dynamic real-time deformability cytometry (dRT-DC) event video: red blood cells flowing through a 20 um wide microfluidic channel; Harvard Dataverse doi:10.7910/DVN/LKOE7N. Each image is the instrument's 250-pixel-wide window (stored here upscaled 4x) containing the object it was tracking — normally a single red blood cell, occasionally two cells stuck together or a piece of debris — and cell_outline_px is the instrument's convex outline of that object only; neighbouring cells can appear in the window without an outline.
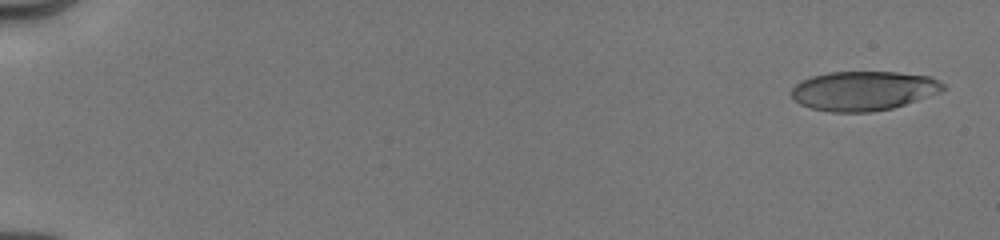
{"species": "human", "species_latin": "Homo sapiens", "temperature_condition": "cold", "stored_images_in_passage": 8, "camera_frame_rate_fps": 3000, "um_per_image_px": 0.085, "donor": {"sex": "male"}, "frame": {"image": 1, "passage_image": 1, "time_ms": 0.0, "image_size_px": [1000, 240], "cell_outline_px": [[944, 88], [940, 92], [892, 108], [872, 112], [832, 112], [812, 108], [800, 104], [792, 96], [792, 88], [796, 84], [812, 76], [828, 72], [896, 72], [928, 76], [944, 84]], "centroid_in_image_um": [73.38, 7.72], "position_along_channel_um": 11.6, "area_um2": 34.39}}
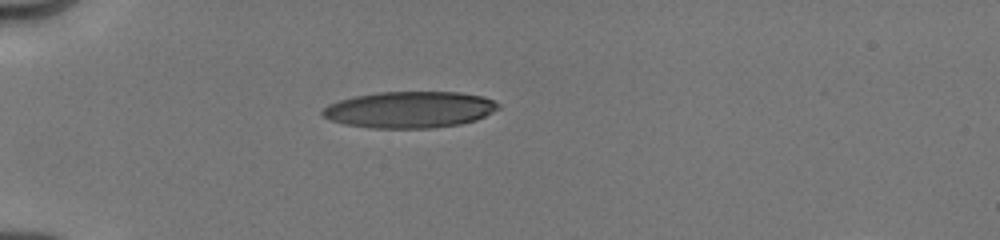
{"frame": {"image": 2, "passage_image": 6, "time_ms": 4.667, "image_size_px": [1000, 240], "cell_outline_px": [[500, 108], [476, 120], [460, 124], [432, 128], [372, 128], [344, 124], [320, 116], [320, 112], [328, 104], [340, 100], [356, 96], [376, 92], [460, 92], [484, 96], [500, 104]], "centroid_in_image_um": [34.82, 9.32], "position_along_channel_um": 50.2, "area_um2": 37.45}}
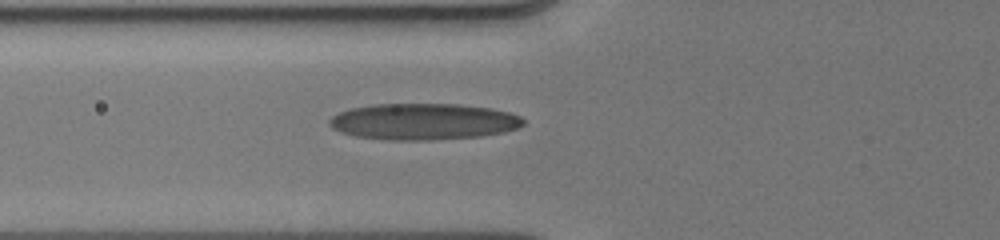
{"frame": {"image": 3, "passage_image": 8, "time_ms": 6.333, "image_size_px": [1000, 240], "cell_outline_px": [[524, 124], [516, 128], [504, 132], [480, 136], [428, 140], [388, 140], [356, 136], [340, 132], [332, 128], [328, 124], [328, 120], [332, 116], [348, 108], [372, 104], [460, 104], [492, 108], [508, 112], [520, 116], [524, 120]], "centroid_in_image_um": [35.96, 10.33], "position_along_channel_um": 89.8, "area_um2": 41.27}}